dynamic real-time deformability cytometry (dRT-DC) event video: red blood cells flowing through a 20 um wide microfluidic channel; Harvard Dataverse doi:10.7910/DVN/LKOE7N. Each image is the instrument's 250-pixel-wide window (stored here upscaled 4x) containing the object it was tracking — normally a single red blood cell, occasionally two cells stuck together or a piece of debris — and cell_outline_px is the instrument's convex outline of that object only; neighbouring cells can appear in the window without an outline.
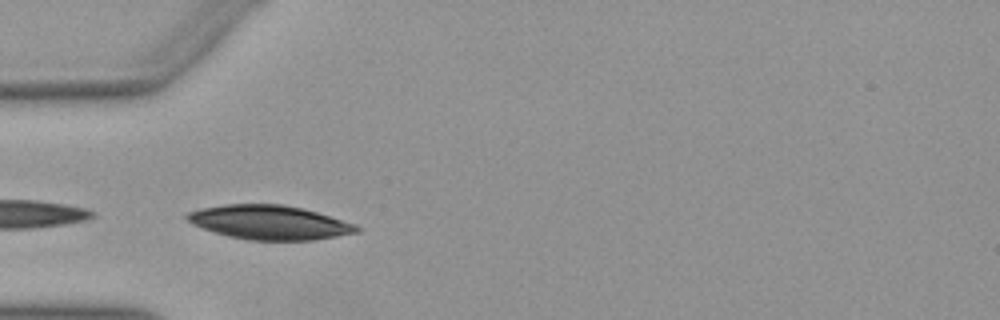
{"species": "Egyptian fruit bat (a non-hibernating species)", "species_latin": "Rousettus aegyptiacus", "temperature_condition": "warm", "stored_images_in_passage": 5, "camera_frame_rate_fps": 3000, "um_per_image_px": 0.085, "animal": {"sex": "female"}, "frame": {"image": 1, "passage_image": 1, "time_ms": 0.0, "image_size_px": [1000, 320], "cell_outline_px": [[360, 232], [316, 240], [248, 240], [228, 236], [192, 224], [184, 216], [188, 212], [200, 208], [224, 204], [284, 204], [304, 208], [356, 224], [360, 228]], "centroid_in_image_um": [22.93, 18.9], "position_along_channel_um": 62.1, "area_um2": 33.87}}